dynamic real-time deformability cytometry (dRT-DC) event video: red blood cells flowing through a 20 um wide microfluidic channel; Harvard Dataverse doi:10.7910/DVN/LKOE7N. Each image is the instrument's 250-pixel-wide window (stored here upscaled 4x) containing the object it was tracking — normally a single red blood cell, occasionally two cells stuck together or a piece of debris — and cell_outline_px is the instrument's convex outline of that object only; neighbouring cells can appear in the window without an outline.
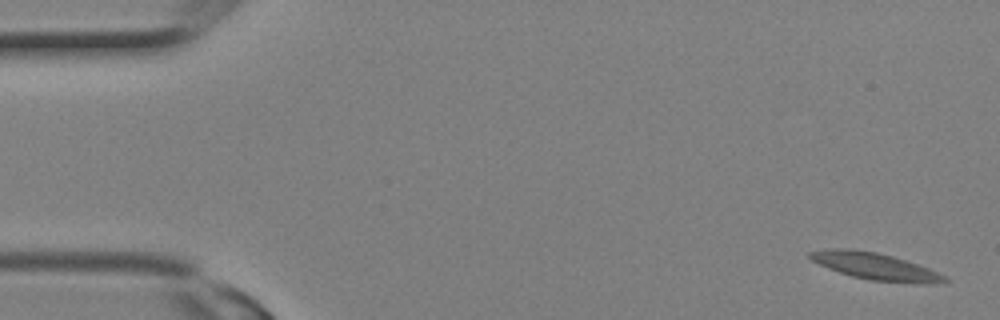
{"species": "Egyptian fruit bat (a non-hibernating species)", "species_latin": "Rousettus aegyptiacus", "temperature_condition": "room temperature", "stored_images_in_passage": 4, "camera_frame_rate_fps": 3000, "um_per_image_px": 0.085, "animal": {"sex": "female"}, "frame": {"image": 1, "passage_image": 1, "time_ms": 0.0, "image_size_px": [1000, 320], "cell_outline_px": [[948, 280], [924, 284], [916, 284], [868, 280], [852, 276], [828, 268], [812, 260], [808, 256], [808, 252], [832, 248], [848, 248], [876, 252], [892, 256], [928, 268], [948, 276]], "centroid_in_image_um": [74.39, 22.64], "position_along_channel_um": 10.6, "area_um2": 20.98}}
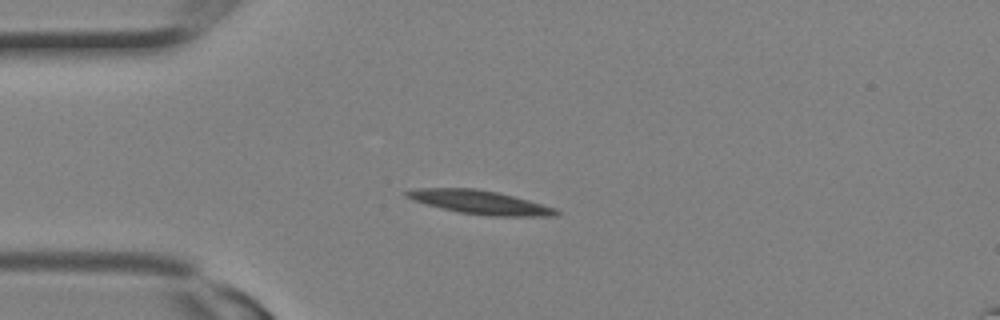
{"frame": {"image": 2, "passage_image": 3, "time_ms": 0.667, "image_size_px": [1000, 320], "cell_outline_px": [[560, 212], [556, 216], [492, 216], [460, 212], [412, 200], [404, 196], [404, 192], [416, 188], [476, 188], [496, 192], [528, 200], [556, 208]], "centroid_in_image_um": [40.79, 17.19], "position_along_channel_um": 44.2, "area_um2": 20.35}}